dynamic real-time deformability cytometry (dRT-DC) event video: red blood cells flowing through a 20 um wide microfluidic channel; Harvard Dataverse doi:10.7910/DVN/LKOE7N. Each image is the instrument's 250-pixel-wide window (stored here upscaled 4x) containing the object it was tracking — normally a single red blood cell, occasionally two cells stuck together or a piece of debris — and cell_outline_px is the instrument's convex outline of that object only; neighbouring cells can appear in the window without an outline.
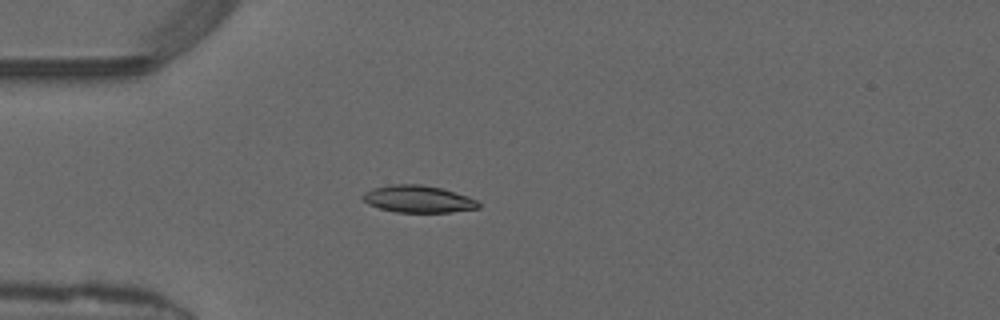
{"species": "common noctule bat (a hibernating species)", "species_latin": "Nyctalus noctula", "temperature_condition": "warm", "stored_images_in_passage": 27, "camera_frame_rate_fps": 3000, "um_per_image_px": 0.085, "animal": {"sex": "male", "forearm_length_mm": 52.5}, "frame": {"image": 1, "passage_image": 1, "time_ms": 0.0, "image_size_px": [1000, 320], "cell_outline_px": [[480, 208], [452, 212], [396, 212], [380, 208], [368, 204], [360, 196], [364, 192], [372, 188], [392, 184], [420, 184], [440, 188], [468, 196], [476, 200], [480, 204]], "centroid_in_image_um": [35.53, 16.92], "position_along_channel_um": 49.5, "area_um2": 18.26}}
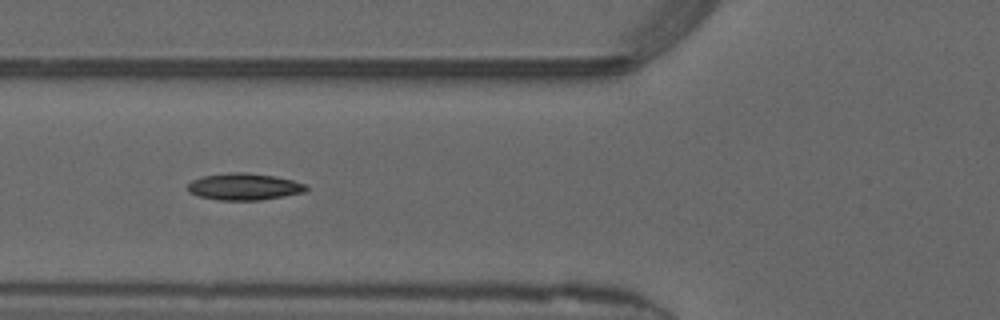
{"frame": {"image": 2, "passage_image": 6, "time_ms": 1.667, "image_size_px": [1000, 320], "cell_outline_px": [[308, 188], [304, 192], [284, 196], [260, 200], [220, 200], [196, 196], [188, 192], [188, 184], [192, 180], [200, 176], [228, 172], [244, 172], [276, 176], [308, 184]], "centroid_in_image_um": [20.73, 15.86], "position_along_channel_um": 105.1, "area_um2": 18.73}}
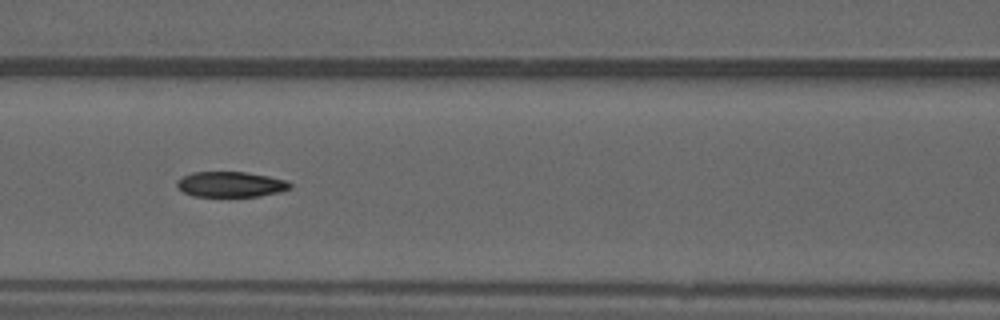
{"frame": {"image": 3, "passage_image": 9, "time_ms": 2.667, "image_size_px": [1000, 320], "cell_outline_px": [[292, 188], [280, 192], [260, 196], [192, 196], [184, 192], [176, 184], [176, 180], [192, 172], [248, 172], [268, 176], [284, 180], [292, 184]], "centroid_in_image_um": [19.62, 15.67], "position_along_channel_um": 147.0, "area_um2": 16.7}, "authors_computed_cell_mechanics": {"area_um2": 17.7446, "velocity_mm_per_s": 4.1664, "shape_relaxation_time_tau1_ms": 8.7968, "shape_relaxation_time_tau2_ms": 2.9356, "deformation_change_tau1": 0.2361, "deformation_change_tau2": 0.0839}}